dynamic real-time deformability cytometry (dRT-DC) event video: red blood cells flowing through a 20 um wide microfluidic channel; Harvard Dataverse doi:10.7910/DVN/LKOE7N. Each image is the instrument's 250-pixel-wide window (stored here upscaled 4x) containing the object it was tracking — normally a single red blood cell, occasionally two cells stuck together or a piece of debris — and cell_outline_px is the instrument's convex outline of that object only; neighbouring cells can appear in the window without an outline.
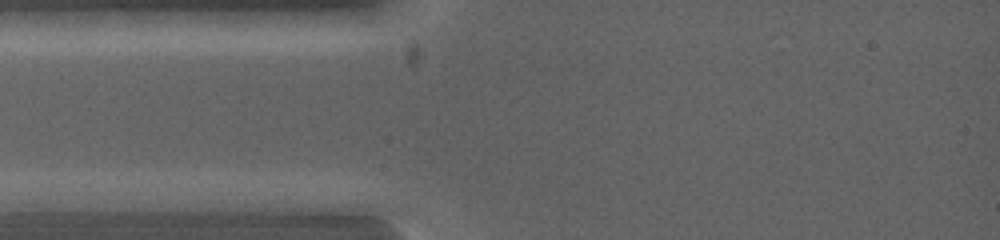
{"species": "common noctule bat (a hibernating species)", "species_latin": "Nyctalus noctula", "temperature_condition": "warm", "stored_images_in_passage": 3, "camera_frame_rate_fps": 5000, "um_per_image_px": 0.085, "animal": {"sex": "female", "body_mass_g": 19.0, "forearm_length_mm": 53.3}, "frame": {"image": 1, "passage_image": 1, "time_ms": 0.0, "image_size_px": [1000, 240], "cell_outline_px": [[140, 200], [96, 212], [20, 212], [16, 200], [56, 192], [124, 192]], "centroid_in_image_um": [6.33, 17.17], "position_along_channel_um": 78.7, "area_um2": 14.22}}